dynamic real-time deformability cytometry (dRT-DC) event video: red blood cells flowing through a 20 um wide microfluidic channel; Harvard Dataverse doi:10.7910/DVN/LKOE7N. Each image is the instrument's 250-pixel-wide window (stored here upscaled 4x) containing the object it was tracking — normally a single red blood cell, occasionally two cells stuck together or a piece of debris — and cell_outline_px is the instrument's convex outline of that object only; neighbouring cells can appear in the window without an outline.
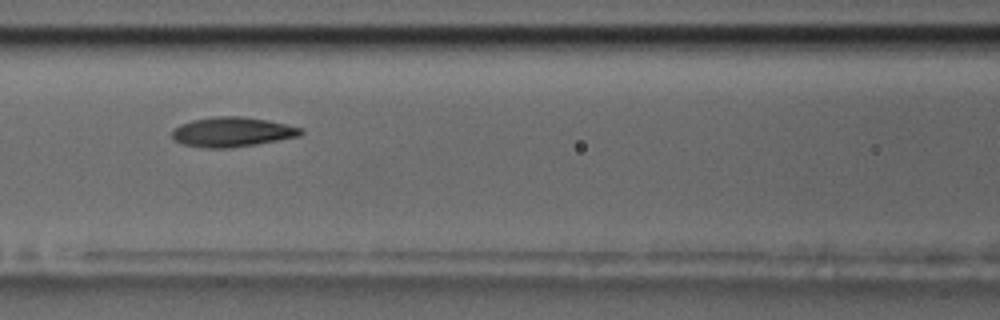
{"species": "common noctule bat (a hibernating species)", "species_latin": "Nyctalus noctula", "temperature_condition": "room temperature", "stored_images_in_passage": 4, "camera_frame_rate_fps": 3000, "um_per_image_px": 0.085, "animal": {"sex": "male", "body_mass_g": 17.5, "forearm_length_mm": 52.3}, "frame": {"image": 1, "passage_image": 4, "time_ms": 3.333, "image_size_px": [1000, 320], "cell_outline_px": [[304, 132], [300, 136], [256, 144], [228, 148], [208, 148], [184, 144], [172, 140], [172, 128], [180, 124], [192, 120], [216, 116], [240, 116], [268, 120], [300, 128]], "centroid_in_image_um": [19.69, 11.21], "position_along_channel_um": 146.9, "area_um2": 22.2}}